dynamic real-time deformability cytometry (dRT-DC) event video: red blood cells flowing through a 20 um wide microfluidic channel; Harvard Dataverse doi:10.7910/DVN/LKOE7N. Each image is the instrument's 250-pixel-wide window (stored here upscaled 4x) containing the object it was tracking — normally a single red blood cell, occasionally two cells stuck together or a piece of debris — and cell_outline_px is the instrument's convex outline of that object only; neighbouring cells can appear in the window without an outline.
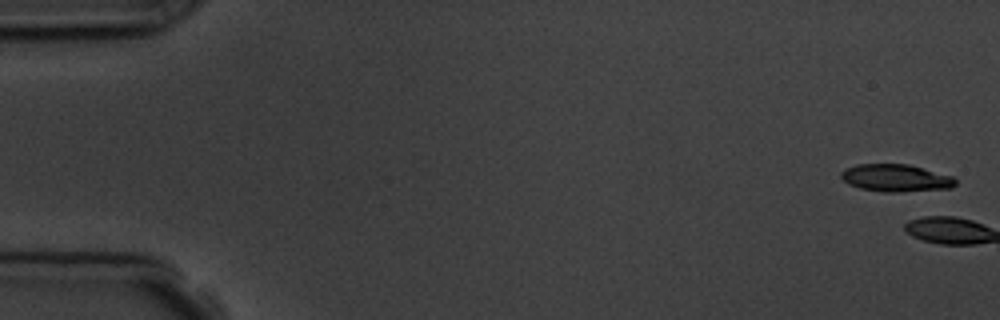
{"species": "common noctule bat (a hibernating species)", "species_latin": "Nyctalus noctula", "temperature_condition": "room temperature", "stored_images_in_passage": 6, "camera_frame_rate_fps": 3000, "um_per_image_px": 0.085, "animal": {"sex": "male", "body_mass_g": 19.5, "forearm_length_mm": 54.6}, "frame": {"image": 1, "passage_image": 1, "time_ms": 0.0, "image_size_px": [1000, 320], "cell_outline_px": [[956, 184], [952, 188], [896, 192], [884, 192], [860, 188], [848, 184], [840, 176], [840, 172], [856, 164], [908, 164], [952, 176], [956, 180]], "centroid_in_image_um": [76.14, 15.13], "position_along_channel_um": 8.9, "area_um2": 18.15}}